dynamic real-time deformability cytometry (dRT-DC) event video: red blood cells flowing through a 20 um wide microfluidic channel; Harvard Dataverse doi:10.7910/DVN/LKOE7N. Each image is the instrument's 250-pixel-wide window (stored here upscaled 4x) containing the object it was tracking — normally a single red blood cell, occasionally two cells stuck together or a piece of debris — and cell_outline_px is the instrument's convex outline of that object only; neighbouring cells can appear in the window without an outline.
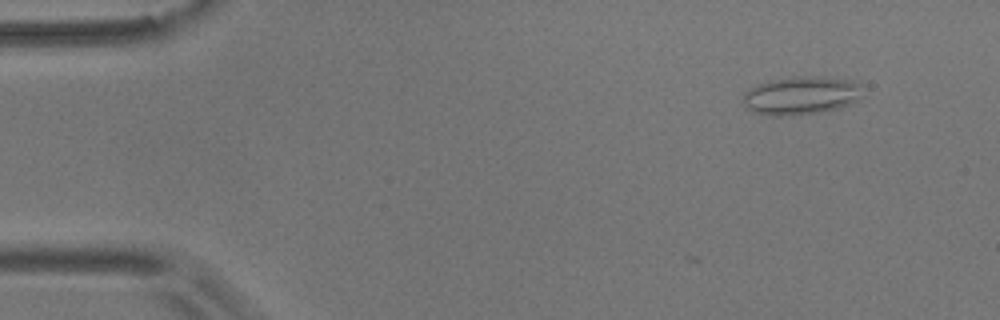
{"species": "common noctule bat (a hibernating species)", "species_latin": "Nyctalus noctula", "temperature_condition": "room temperature", "stored_images_in_passage": 7, "camera_frame_rate_fps": 3000, "um_per_image_px": 0.085, "animal": {"sex": "male", "body_mass_g": 17.9}, "frame": {"image": 1, "passage_image": 2, "time_ms": 0.333, "image_size_px": [1000, 320], "cell_outline_px": [[856, 100], [852, 104], [840, 108], [792, 116], [772, 116], [752, 112], [744, 108], [744, 92], [756, 84], [776, 80], [804, 76], [816, 76], [848, 80], [856, 84]], "centroid_in_image_um": [67.96, 8.15], "position_along_channel_um": 17.0, "area_um2": 25.95}}